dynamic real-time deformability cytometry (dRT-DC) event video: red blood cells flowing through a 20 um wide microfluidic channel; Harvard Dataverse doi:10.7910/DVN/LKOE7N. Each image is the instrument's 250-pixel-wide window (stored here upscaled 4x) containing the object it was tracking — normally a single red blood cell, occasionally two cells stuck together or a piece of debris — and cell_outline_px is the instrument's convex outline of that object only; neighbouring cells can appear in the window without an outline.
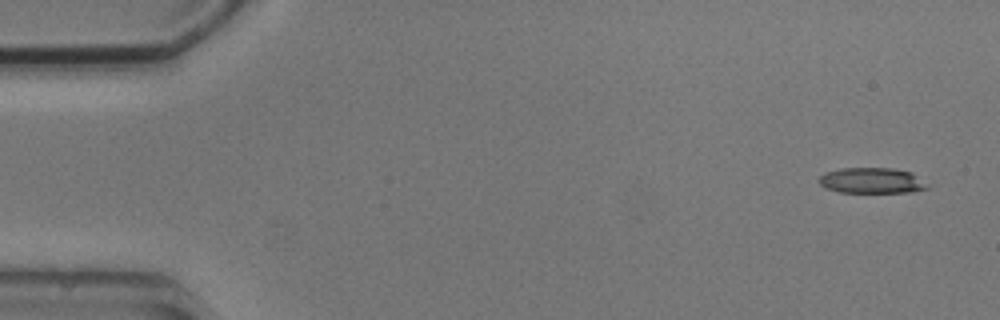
{"species": "common noctule bat (a hibernating species)", "species_latin": "Nyctalus noctula", "temperature_condition": "cold", "stored_images_in_passage": 6, "camera_frame_rate_fps": 3000, "um_per_image_px": 0.085, "animal": {"sex": "male", "body_mass_g": 20.5, "forearm_length_mm": 52.5}, "frame": {"image": 1, "passage_image": 1, "time_ms": 0.0, "image_size_px": [1000, 320], "cell_outline_px": [[928, 188], [912, 192], [840, 192], [824, 188], [816, 180], [824, 172], [840, 168], [892, 168], [912, 172]], "centroid_in_image_um": [74.0, 15.34], "position_along_channel_um": 11.0, "area_um2": 16.13}}